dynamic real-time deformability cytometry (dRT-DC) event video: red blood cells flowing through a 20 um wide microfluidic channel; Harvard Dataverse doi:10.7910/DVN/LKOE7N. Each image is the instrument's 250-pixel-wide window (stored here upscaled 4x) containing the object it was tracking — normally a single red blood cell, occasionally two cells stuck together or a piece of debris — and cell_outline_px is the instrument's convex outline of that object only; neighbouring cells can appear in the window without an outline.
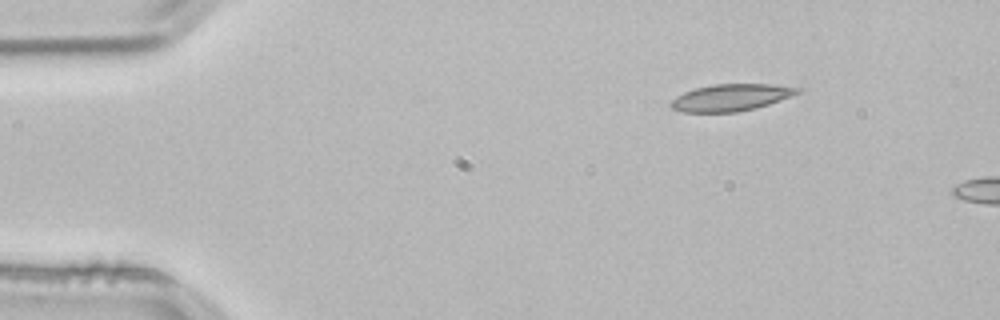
{"species": "common noctule bat (a hibernating species)", "species_latin": "Nyctalus noctula", "temperature_condition": "room temperature", "stored_images_in_passage": 5, "camera_frame_rate_fps": 3000, "um_per_image_px": 0.085, "animal": {"sex": "male", "body_mass_g": 21.5, "forearm_length_mm": 52.0}, "frame": {"image": 1, "passage_image": 1, "time_ms": 0.0, "image_size_px": [1000, 320], "cell_outline_px": [[800, 92], [792, 96], [756, 108], [736, 112], [680, 112], [672, 108], [668, 104], [676, 96], [684, 92], [696, 88], [712, 84], [768, 84], [800, 88]], "centroid_in_image_um": [62.09, 8.29], "position_along_channel_um": 22.9, "area_um2": 19.77}}